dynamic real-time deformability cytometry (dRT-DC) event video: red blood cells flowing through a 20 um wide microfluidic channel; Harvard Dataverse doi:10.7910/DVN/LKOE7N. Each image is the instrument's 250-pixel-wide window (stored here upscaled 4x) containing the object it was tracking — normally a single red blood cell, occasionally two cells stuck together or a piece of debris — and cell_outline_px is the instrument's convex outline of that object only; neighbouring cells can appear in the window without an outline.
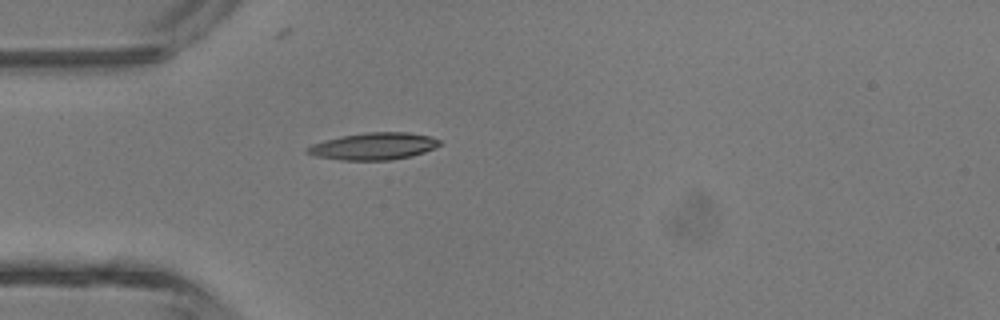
{"species": "common noctule bat (a hibernating species)", "species_latin": "Nyctalus noctula", "temperature_condition": "room temperature", "stored_images_in_passage": 4, "camera_frame_rate_fps": 3000, "um_per_image_px": 0.085, "animal": {"sex": "male", "body_mass_g": 13.3}, "frame": {"image": 1, "passage_image": 4, "time_ms": 3.667, "image_size_px": [1000, 320], "cell_outline_px": [[440, 144], [424, 152], [412, 156], [392, 160], [340, 160], [316, 156], [304, 152], [304, 148], [312, 144], [324, 140], [340, 136], [368, 132], [408, 132], [428, 136], [440, 140]], "centroid_in_image_um": [31.7, 12.43], "position_along_channel_um": 53.3, "area_um2": 20.87}}